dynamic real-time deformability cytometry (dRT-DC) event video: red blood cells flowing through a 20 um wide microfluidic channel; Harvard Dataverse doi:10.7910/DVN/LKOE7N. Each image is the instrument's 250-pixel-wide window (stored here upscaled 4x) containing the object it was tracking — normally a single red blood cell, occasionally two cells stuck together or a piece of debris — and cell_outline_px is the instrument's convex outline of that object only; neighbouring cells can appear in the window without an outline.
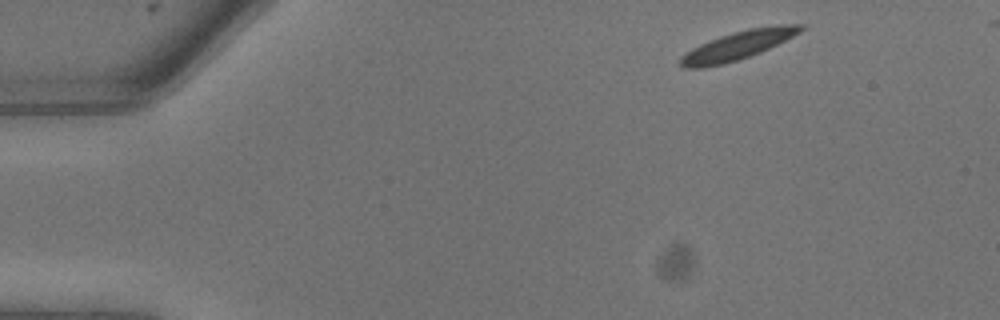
{"species": "common noctule bat (a hibernating species)", "species_latin": "Nyctalus noctula", "temperature_condition": "warm", "stored_images_in_passage": 7, "camera_frame_rate_fps": 3000, "um_per_image_px": 0.085, "animal": {"sex": "male", "body_mass_g": 13.3}, "frame": {"image": 1, "passage_image": 1, "time_ms": 0.0, "image_size_px": [1000, 320], "cell_outline_px": [[808, 24], [800, 32], [760, 52], [724, 64], [704, 68], [684, 68], [680, 64], [680, 56], [692, 48], [700, 44], [720, 36], [748, 28], [776, 24]], "centroid_in_image_um": [62.71, 3.85], "position_along_channel_um": 22.3, "area_um2": 19.88}}
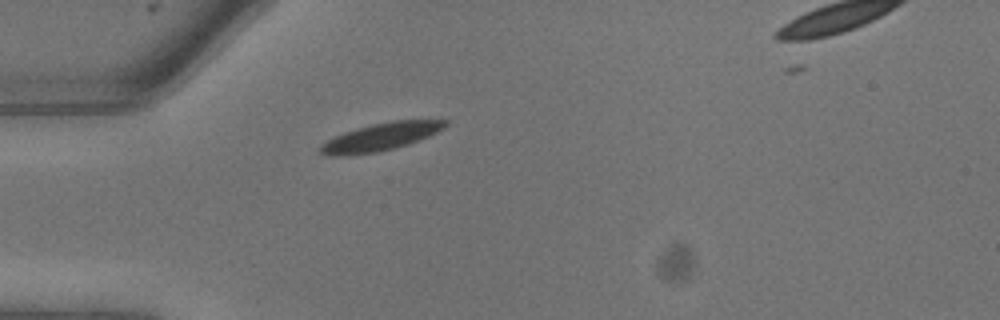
{"frame": {"image": 2, "passage_image": 5, "time_ms": 1.333, "image_size_px": [1000, 320], "cell_outline_px": [[448, 124], [444, 128], [428, 136], [408, 144], [376, 152], [348, 156], [328, 156], [320, 152], [320, 148], [328, 140], [344, 132], [372, 124], [392, 120], [448, 120]], "centroid_in_image_um": [32.36, 11.63], "position_along_channel_um": 52.6, "area_um2": 19.83}}
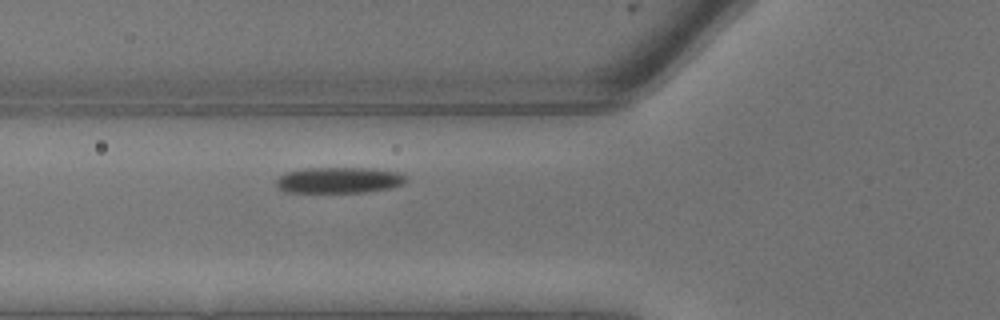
{"frame": {"image": 3, "passage_image": 7, "time_ms": 2.0, "image_size_px": [1000, 320], "cell_outline_px": [[408, 180], [404, 184], [388, 188], [364, 192], [284, 192], [276, 188], [276, 180], [280, 176], [288, 172], [304, 168], [372, 168], [396, 172], [404, 176]], "centroid_in_image_um": [28.78, 15.31], "position_along_channel_um": 97.0, "area_um2": 19.59}}